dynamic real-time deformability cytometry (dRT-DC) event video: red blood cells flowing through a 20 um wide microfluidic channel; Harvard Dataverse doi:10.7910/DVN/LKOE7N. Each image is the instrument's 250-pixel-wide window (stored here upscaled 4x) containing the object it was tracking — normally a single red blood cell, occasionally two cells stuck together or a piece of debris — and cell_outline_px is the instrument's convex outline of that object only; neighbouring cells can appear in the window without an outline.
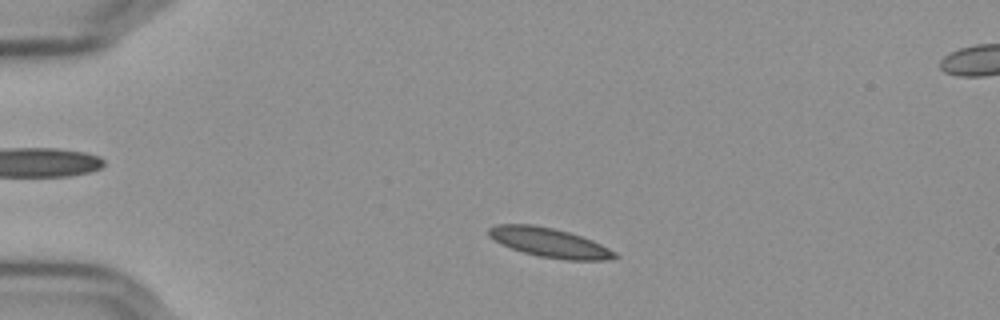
{"species": "Egyptian fruit bat (a non-hibernating species)", "species_latin": "Rousettus aegyptiacus", "temperature_condition": "cold", "stored_images_in_passage": 51, "camera_frame_rate_fps": 3000, "um_per_image_px": 0.085, "frame": {"image": 1, "passage_image": 7, "time_ms": 2.0, "image_size_px": [1000, 320], "cell_outline_px": [[620, 256], [608, 260], [568, 260], [540, 256], [524, 252], [500, 244], [488, 236], [488, 228], [496, 224], [532, 224], [552, 228], [568, 232], [592, 240], [616, 252]], "centroid_in_image_um": [46.69, 20.62], "position_along_channel_um": 38.3, "area_um2": 21.39}}
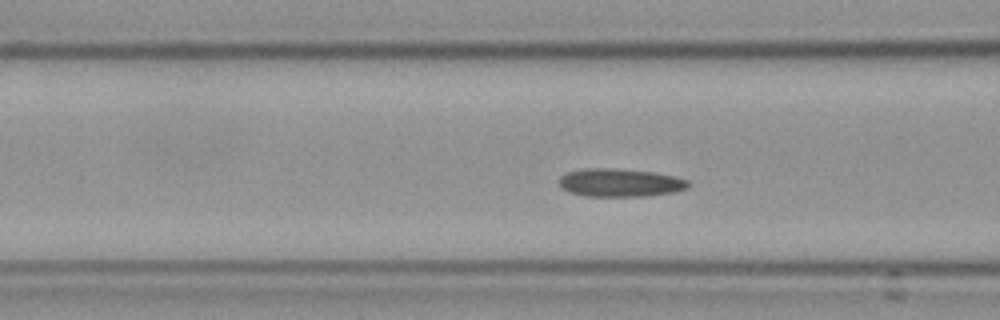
{"frame": {"image": 2, "passage_image": 17, "time_ms": 5.333, "image_size_px": [1000, 320], "cell_outline_px": [[692, 184], [688, 188], [676, 192], [644, 196], [588, 196], [572, 192], [560, 188], [560, 176], [568, 172], [584, 168], [612, 168], [652, 172], [676, 176], [688, 180]], "centroid_in_image_um": [52.76, 15.52], "position_along_channel_um": 113.8, "area_um2": 21.21}}
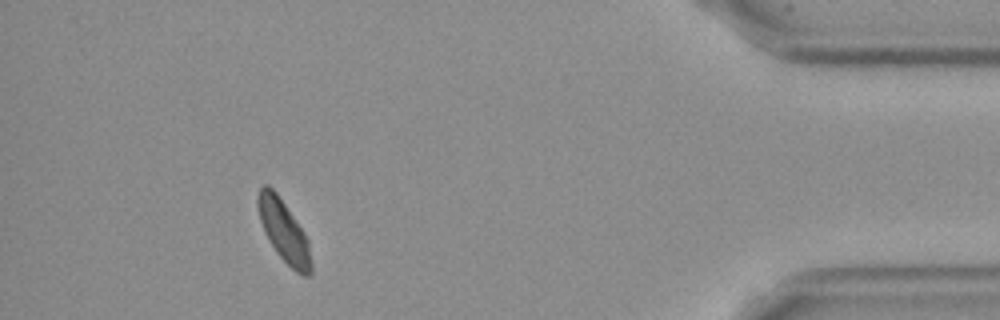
{"frame": {"image": 3, "passage_image": 46, "time_ms": 15.0, "image_size_px": [1000, 320], "cell_outline_px": [[312, 272], [308, 276], [304, 276], [296, 272], [276, 252], [264, 232], [260, 220], [256, 204], [256, 196], [260, 188], [264, 184], [268, 184], [276, 192], [304, 232], [308, 240], [312, 260]], "centroid_in_image_um": [24.12, 19.64], "position_along_channel_um": 411.1, "area_um2": 19.19}, "authors_computed_cell_mechanics": {"area_um2": 20.519, "velocity_mm_per_s": 3.591, "shape_relaxation_time_tau1_ms": null, "shape_relaxation_time_tau2_ms": 2.605, "deformation_change_tau1": null, "deformation_change_tau2": 0.0575}}